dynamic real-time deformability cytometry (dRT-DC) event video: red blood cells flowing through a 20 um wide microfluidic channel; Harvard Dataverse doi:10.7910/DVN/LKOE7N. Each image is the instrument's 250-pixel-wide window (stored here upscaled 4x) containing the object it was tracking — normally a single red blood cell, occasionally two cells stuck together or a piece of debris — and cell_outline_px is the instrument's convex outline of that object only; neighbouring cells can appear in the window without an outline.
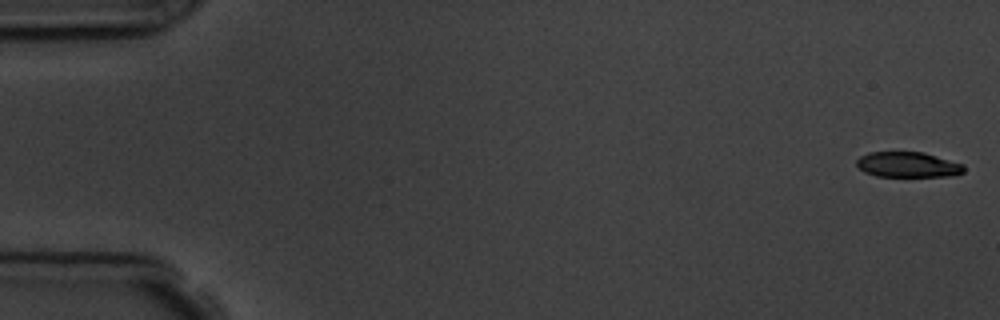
{"species": "common noctule bat (a hibernating species)", "species_latin": "Nyctalus noctula", "temperature_condition": "room temperature", "stored_images_in_passage": 5, "camera_frame_rate_fps": 3000, "um_per_image_px": 0.085, "animal": {"sex": "male", "body_mass_g": 19.5, "forearm_length_mm": 54.6}, "frame": {"image": 1, "passage_image": 1, "time_ms": 0.0, "image_size_px": [1000, 320], "cell_outline_px": [[964, 172], [956, 176], [876, 176], [864, 172], [856, 164], [856, 160], [860, 156], [868, 152], [924, 152], [964, 164]], "centroid_in_image_um": [77.18, 13.99], "position_along_channel_um": 7.8, "area_um2": 15.95}}
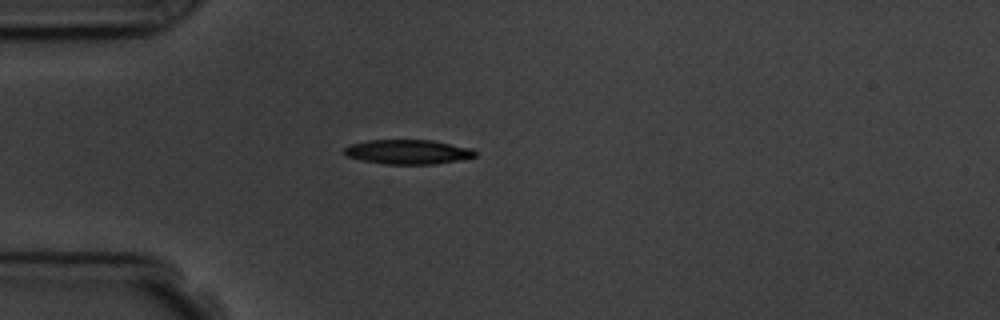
{"frame": {"image": 2, "passage_image": 5, "time_ms": 4.667, "image_size_px": [1000, 320], "cell_outline_px": [[476, 156], [460, 160], [432, 164], [384, 164], [360, 160], [348, 156], [344, 152], [344, 148], [348, 144], [368, 140], [432, 140], [472, 148], [476, 152]], "centroid_in_image_um": [34.66, 12.9], "position_along_channel_um": 50.3, "area_um2": 18.73}}